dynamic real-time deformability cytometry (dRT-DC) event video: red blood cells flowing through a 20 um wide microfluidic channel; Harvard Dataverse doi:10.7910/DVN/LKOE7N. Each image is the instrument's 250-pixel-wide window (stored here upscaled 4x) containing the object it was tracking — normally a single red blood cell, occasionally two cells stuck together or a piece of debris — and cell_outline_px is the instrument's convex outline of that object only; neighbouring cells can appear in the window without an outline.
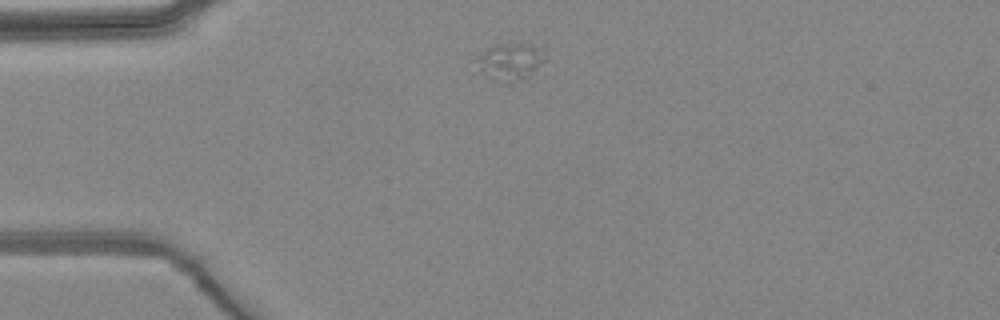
{"species": "common noctule bat (a hibernating species)", "species_latin": "Nyctalus noctula", "temperature_condition": "warm", "stored_images_in_passage": 2, "camera_frame_rate_fps": 3000, "um_per_image_px": 0.085, "animal": {"sex": "female", "body_mass_g": 24.6, "forearm_length_mm": 56.2}, "frame": {"image": 1, "passage_image": 1, "time_ms": 0.0, "image_size_px": [1000, 320], "cell_outline_px": [[544, 60], [528, 72], [516, 80], [496, 80], [480, 72], [476, 60], [476, 56], [484, 48], [496, 44], [524, 40], [544, 48]], "centroid_in_image_um": [43.31, 5.08], "position_along_channel_um": 41.7, "area_um2": 14.62}}